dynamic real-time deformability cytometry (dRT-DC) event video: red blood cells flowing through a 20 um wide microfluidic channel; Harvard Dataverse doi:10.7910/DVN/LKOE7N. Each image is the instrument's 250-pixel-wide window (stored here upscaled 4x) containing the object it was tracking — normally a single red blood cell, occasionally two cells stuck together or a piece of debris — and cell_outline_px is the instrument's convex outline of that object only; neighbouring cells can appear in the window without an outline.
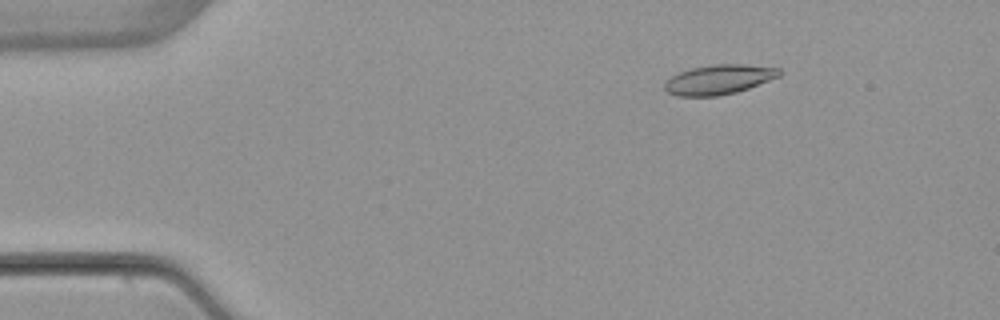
{"species": "common noctule bat (a hibernating species)", "species_latin": "Nyctalus noctula", "temperature_condition": "warm", "stored_images_in_passage": 4, "camera_frame_rate_fps": 3000, "um_per_image_px": 0.085, "animal": {"sex": "female", "body_mass_g": 22.7, "forearm_length_mm": 54.2}, "frame": {"image": 1, "passage_image": 2, "time_ms": 2.0, "image_size_px": [1000, 320], "cell_outline_px": [[784, 72], [780, 76], [748, 88], [736, 92], [716, 96], [676, 96], [668, 92], [664, 88], [664, 84], [672, 76], [680, 72], [692, 68], [712, 64], [744, 64], [780, 68]], "centroid_in_image_um": [61.13, 6.75], "position_along_channel_um": 23.9, "area_um2": 19.77}}
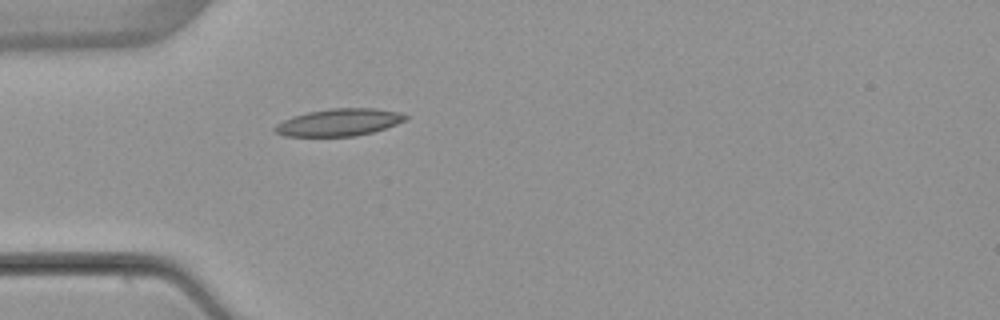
{"frame": {"image": 2, "passage_image": 4, "time_ms": 4.667, "image_size_px": [1000, 320], "cell_outline_px": [[408, 120], [372, 132], [356, 136], [284, 136], [276, 132], [272, 128], [276, 124], [292, 116], [308, 112], [328, 108], [376, 108], [400, 112], [408, 116]], "centroid_in_image_um": [28.82, 10.39], "position_along_channel_um": 56.2, "area_um2": 20.81}}